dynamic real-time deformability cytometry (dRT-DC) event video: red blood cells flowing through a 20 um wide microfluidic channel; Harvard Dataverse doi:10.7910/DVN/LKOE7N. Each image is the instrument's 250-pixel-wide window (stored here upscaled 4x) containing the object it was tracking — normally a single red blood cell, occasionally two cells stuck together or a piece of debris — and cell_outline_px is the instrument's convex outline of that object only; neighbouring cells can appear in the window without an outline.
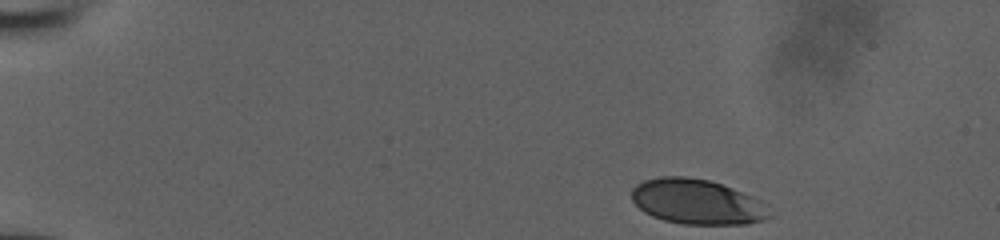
{"species": "human", "species_latin": "Homo sapiens", "temperature_condition": "room temperature", "stored_images_in_passage": 38, "camera_frame_rate_fps": 3000, "um_per_image_px": 0.085, "donor": {"sex": "male"}, "frame": {"image": 1, "passage_image": 1, "time_ms": 0.0, "image_size_px": [1000, 240], "cell_outline_px": [[776, 212], [772, 216], [764, 220], [744, 224], [680, 224], [664, 220], [652, 216], [644, 212], [632, 200], [632, 188], [636, 184], [644, 180], [660, 176], [684, 176], [708, 180], [732, 188], [752, 196], [768, 204]], "centroid_in_image_um": [59.31, 17.16], "position_along_channel_um": 25.7, "area_um2": 36.59}}
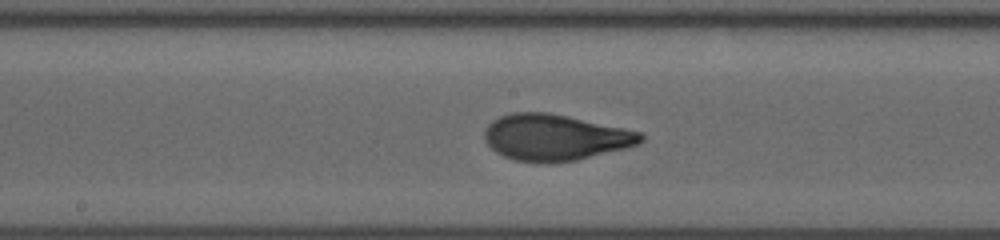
{"frame": {"image": 2, "passage_image": 22, "time_ms": 7.0, "image_size_px": [1000, 240], "cell_outline_px": [[644, 140], [640, 144], [576, 160], [548, 164], [516, 160], [504, 156], [496, 152], [484, 140], [484, 132], [488, 124], [492, 120], [500, 116], [512, 112], [548, 112], [568, 116], [640, 132], [644, 136]], "centroid_in_image_um": [47.15, 11.68], "position_along_channel_um": 201.1, "area_um2": 41.96}}
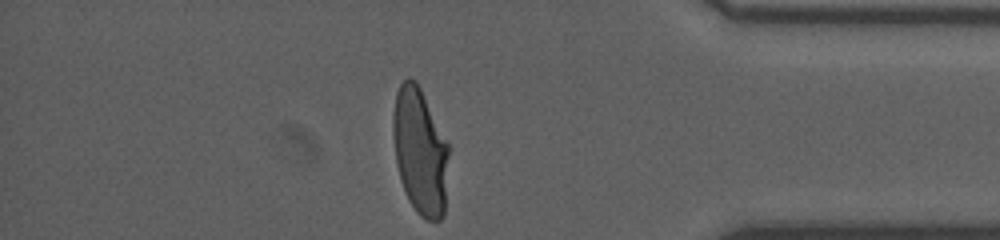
{"frame": {"image": 3, "passage_image": 38, "time_ms": 12.333, "image_size_px": [1000, 240], "cell_outline_px": [[448, 156], [444, 216], [440, 220], [428, 220], [420, 216], [416, 212], [408, 200], [400, 180], [396, 164], [392, 132], [392, 116], [396, 92], [400, 84], [408, 76], [416, 80], [448, 144]], "centroid_in_image_um": [35.67, 12.87], "position_along_channel_um": 399.5, "area_um2": 41.1}}